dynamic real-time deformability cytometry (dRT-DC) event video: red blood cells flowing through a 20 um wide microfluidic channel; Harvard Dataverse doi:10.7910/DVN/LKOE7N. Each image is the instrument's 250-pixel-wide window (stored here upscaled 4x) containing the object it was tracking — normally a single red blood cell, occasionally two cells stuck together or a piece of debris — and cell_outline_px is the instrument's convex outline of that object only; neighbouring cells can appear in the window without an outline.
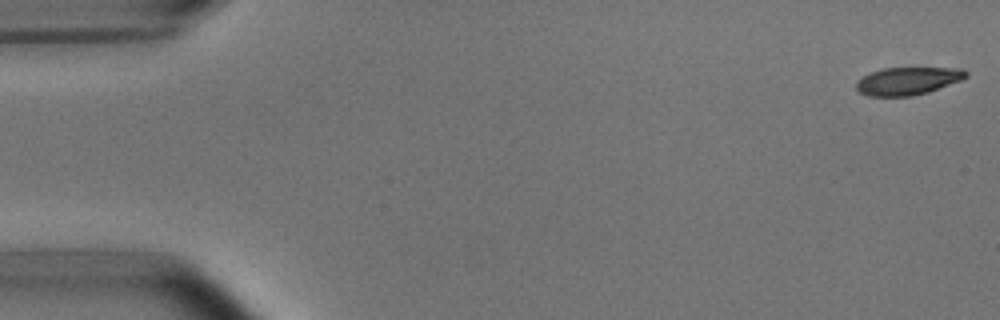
{"species": "common noctule bat (a hibernating species)", "species_latin": "Nyctalus noctula", "temperature_condition": "room temperature", "stored_images_in_passage": 53, "camera_frame_rate_fps": 3000, "um_per_image_px": 0.085, "animal": {"sex": "male", "body_mass_g": 15.6}, "frame": {"image": 1, "passage_image": 1, "time_ms": 0.0, "image_size_px": [1000, 320], "cell_outline_px": [[968, 76], [960, 80], [928, 92], [912, 96], [868, 96], [860, 92], [856, 88], [856, 80], [872, 72], [884, 68], [964, 68], [968, 72]], "centroid_in_image_um": [77.16, 6.88], "position_along_channel_um": 7.8, "area_um2": 17.63}}
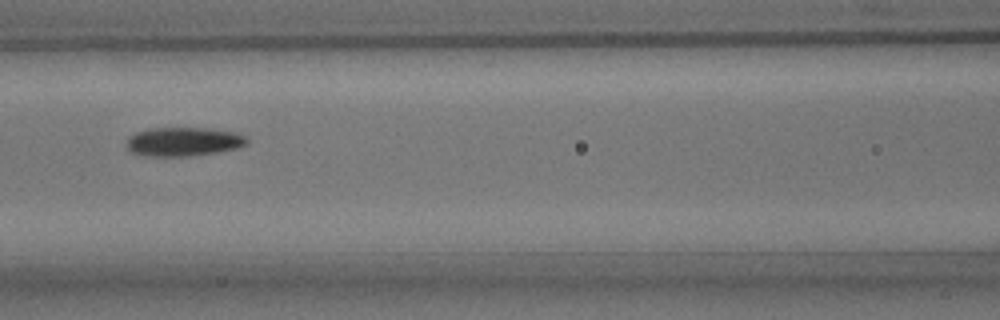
{"frame": {"image": 2, "passage_image": 23, "time_ms": 7.333, "image_size_px": [1000, 320], "cell_outline_px": [[248, 144], [236, 148], [216, 152], [188, 156], [148, 156], [132, 152], [128, 148], [128, 136], [136, 132], [148, 128], [204, 128], [232, 132], [244, 136], [248, 140]], "centroid_in_image_um": [15.57, 12.04], "position_along_channel_um": 151.0, "area_um2": 20.0}}
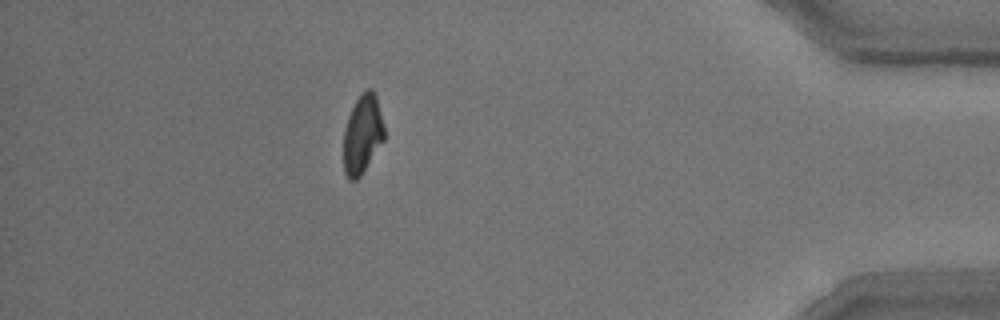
{"frame": {"image": 3, "passage_image": 47, "time_ms": 15.333, "image_size_px": [1000, 320], "cell_outline_px": [[384, 140], [360, 176], [356, 180], [348, 180], [344, 172], [344, 128], [348, 116], [360, 92], [364, 88], [372, 88], [376, 96], [384, 128]], "centroid_in_image_um": [30.8, 11.39], "position_along_channel_um": 404.4, "area_um2": 18.67}, "authors_computed_cell_mechanics": {"area_um2": 19.7676, "velocity_mm_per_s": 3.7533, "shape_relaxation_time_tau1_ms": 2.6107, "shape_relaxation_time_tau2_ms": 4.9424, "deformation_change_tau1": 0.1428, "deformation_change_tau2": 0.1134}}